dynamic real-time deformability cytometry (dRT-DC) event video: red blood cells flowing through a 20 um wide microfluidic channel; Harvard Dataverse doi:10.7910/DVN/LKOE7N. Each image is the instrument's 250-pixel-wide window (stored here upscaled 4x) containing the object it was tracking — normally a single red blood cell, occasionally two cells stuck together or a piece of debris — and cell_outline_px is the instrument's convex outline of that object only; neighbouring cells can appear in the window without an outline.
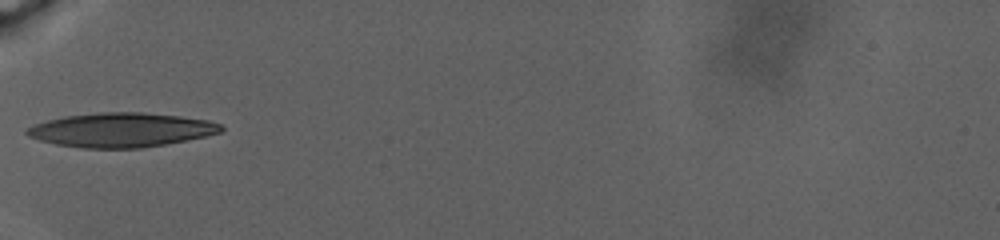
{"species": "human", "species_latin": "Homo sapiens", "temperature_condition": "warm", "stored_images_in_passage": 43, "camera_frame_rate_fps": 3000, "um_per_image_px": 0.085, "donor": {"sex": "male"}, "frame": {"image": 1, "passage_image": 1, "time_ms": 0.0, "image_size_px": [1000, 240], "cell_outline_px": [[224, 128], [220, 132], [204, 136], [164, 144], [140, 148], [80, 148], [56, 144], [40, 140], [28, 136], [24, 132], [32, 124], [64, 116], [100, 112], [144, 112], [180, 116], [208, 120], [220, 124]], "centroid_in_image_um": [10.26, 11.04], "position_along_channel_um": 74.7, "area_um2": 38.61}}
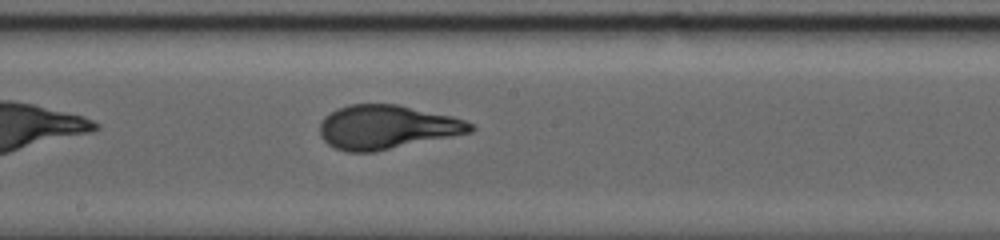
{"frame": {"image": 2, "passage_image": 16, "time_ms": 6.0, "image_size_px": [1000, 240], "cell_outline_px": [[476, 128], [472, 132], [372, 152], [348, 152], [336, 148], [328, 144], [320, 136], [320, 120], [324, 116], [348, 104], [396, 104], [452, 116], [464, 120], [472, 124]], "centroid_in_image_um": [32.86, 10.8], "position_along_channel_um": 215.3, "area_um2": 38.26}}
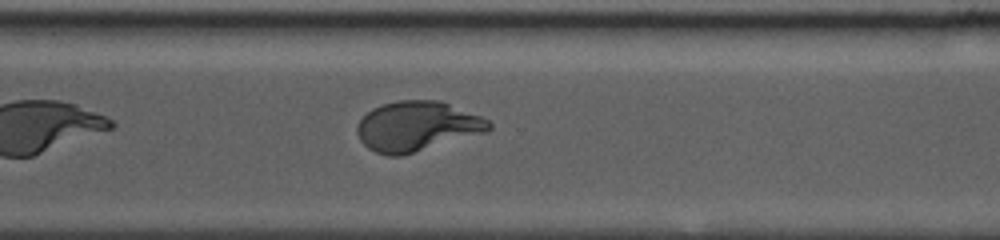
{"frame": {"image": 3, "passage_image": 29, "time_ms": 11.0, "image_size_px": [1000, 240], "cell_outline_px": [[492, 128], [488, 132], [400, 156], [388, 156], [376, 152], [368, 148], [360, 140], [356, 132], [356, 128], [360, 120], [372, 108], [380, 104], [400, 100], [440, 100], [480, 116], [488, 120], [492, 124]], "centroid_in_image_um": [35.45, 10.73], "position_along_channel_um": 335.2, "area_um2": 38.32}, "authors_computed_cell_mechanics": {"area_um2": 38.3214, "velocity_mm_per_s": 2.4017, "shape_relaxation_time_tau1_ms": 9.0684, "shape_relaxation_time_tau2_ms": null, "deformation_change_tau1": 0.2918, "deformation_change_tau2": null}}